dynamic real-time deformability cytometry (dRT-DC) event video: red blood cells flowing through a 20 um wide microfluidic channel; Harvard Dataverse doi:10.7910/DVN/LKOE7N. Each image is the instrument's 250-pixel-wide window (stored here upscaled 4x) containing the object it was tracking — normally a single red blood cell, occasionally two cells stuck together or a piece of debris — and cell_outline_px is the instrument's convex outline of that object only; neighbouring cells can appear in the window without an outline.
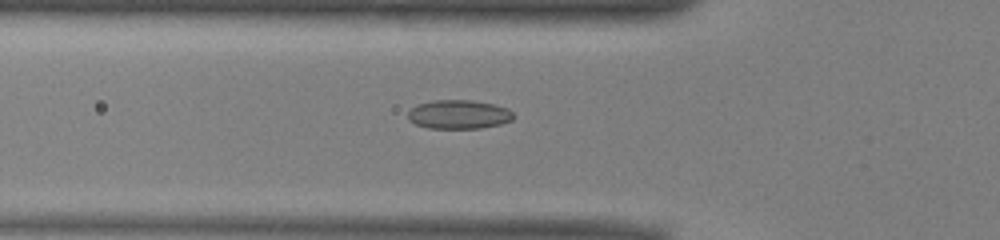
{"species": "common noctule bat (a hibernating species)", "species_latin": "Nyctalus noctula", "temperature_condition": "warm", "stored_images_in_passage": 53, "camera_frame_rate_fps": 3000, "um_per_image_px": 0.085, "animal": {"sex": "male", "body_mass_g": 13.0, "forearm_length_mm": 53.1}, "frame": {"image": 1, "passage_image": 18, "time_ms": 5.667, "image_size_px": [1000, 240], "cell_outline_px": [[516, 116], [512, 120], [500, 124], [480, 128], [428, 128], [416, 124], [408, 120], [408, 112], [412, 108], [420, 104], [432, 100], [472, 100], [492, 104], [508, 108]], "centroid_in_image_um": [39.01, 9.72], "position_along_channel_um": 86.8, "area_um2": 17.74}}
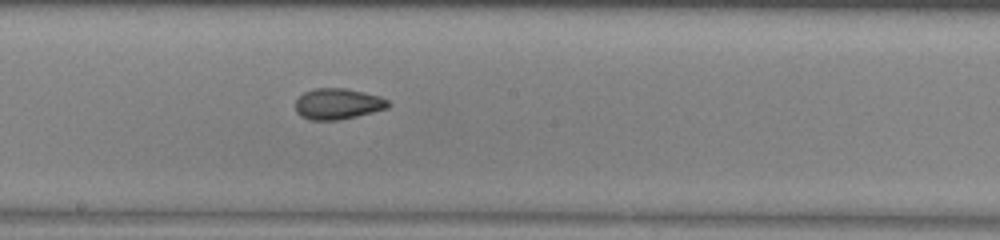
{"frame": {"image": 2, "passage_image": 28, "time_ms": 9.0, "image_size_px": [1000, 240], "cell_outline_px": [[392, 104], [388, 108], [340, 120], [308, 120], [300, 116], [296, 112], [296, 100], [304, 92], [316, 88], [344, 88], [380, 96], [388, 100]], "centroid_in_image_um": [28.71, 8.84], "position_along_channel_um": 219.5, "area_um2": 16.76}}
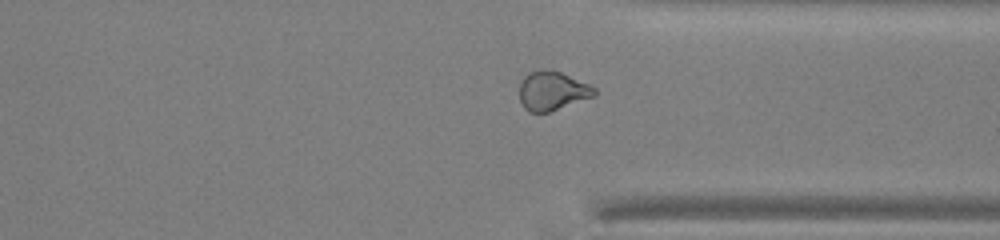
{"frame": {"image": 3, "passage_image": 39, "time_ms": 12.667, "image_size_px": [1000, 240], "cell_outline_px": [[596, 96], [548, 112], [528, 112], [524, 108], [520, 100], [520, 84], [524, 76], [528, 72], [540, 68], [560, 72], [588, 84], [596, 88]], "centroid_in_image_um": [46.93, 7.72], "position_along_channel_um": 364.5, "area_um2": 17.05}, "authors_computed_cell_mechanics": {"area_um2": 17.918, "velocity_mm_per_s": 3.9703, "shape_relaxation_time_tau1_ms": 9.653, "shape_relaxation_time_tau2_ms": 1.9399, "deformation_change_tau1": 0.1837, "deformation_change_tau2": 0.0742}}